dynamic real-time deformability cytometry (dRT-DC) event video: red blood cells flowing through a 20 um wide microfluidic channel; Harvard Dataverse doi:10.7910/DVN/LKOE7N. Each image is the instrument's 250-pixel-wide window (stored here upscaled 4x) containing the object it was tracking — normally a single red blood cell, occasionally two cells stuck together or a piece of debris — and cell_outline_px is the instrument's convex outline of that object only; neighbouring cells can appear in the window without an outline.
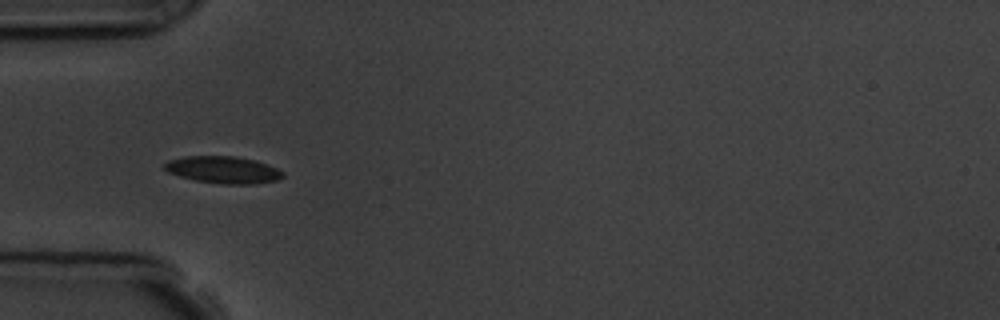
{"species": "common noctule bat (a hibernating species)", "species_latin": "Nyctalus noctula", "temperature_condition": "room temperature", "stored_images_in_passage": 16, "camera_frame_rate_fps": 3000, "um_per_image_px": 0.085, "animal": {"sex": "male", "body_mass_g": 19.5, "forearm_length_mm": 54.6}, "frame": {"image": 1, "passage_image": 5, "time_ms": 4.333, "image_size_px": [1000, 320], "cell_outline_px": [[284, 176], [276, 180], [252, 184], [220, 184], [196, 180], [180, 176], [168, 172], [164, 168], [164, 164], [168, 160], [184, 156], [236, 156], [256, 160], [276, 168], [284, 172]], "centroid_in_image_um": [18.96, 14.43], "position_along_channel_um": 66.0, "area_um2": 18.61}}
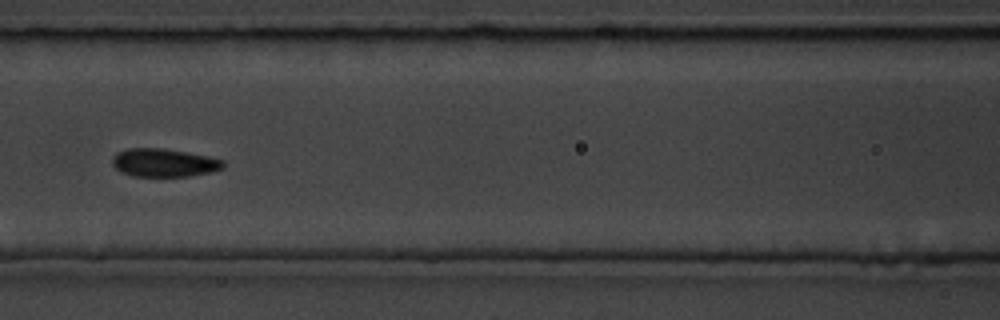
{"frame": {"image": 2, "passage_image": 7, "time_ms": 6.667, "image_size_px": [1000, 320], "cell_outline_px": [[224, 168], [212, 172], [188, 176], [132, 176], [120, 172], [112, 164], [112, 156], [116, 152], [128, 148], [160, 148], [208, 156], [224, 160]], "centroid_in_image_um": [13.91, 13.83], "position_along_channel_um": 152.7, "area_um2": 18.26}, "authors_computed_cell_mechanics": {"area_um2": 17.4267, "velocity_mm_per_s": 3.742, "shape_relaxation_time_tau1_ms": 1.5486, "shape_relaxation_time_tau2_ms": 0.3519, "deformation_change_tau1": 0.0959, "deformation_change_tau2": 0.0461}}